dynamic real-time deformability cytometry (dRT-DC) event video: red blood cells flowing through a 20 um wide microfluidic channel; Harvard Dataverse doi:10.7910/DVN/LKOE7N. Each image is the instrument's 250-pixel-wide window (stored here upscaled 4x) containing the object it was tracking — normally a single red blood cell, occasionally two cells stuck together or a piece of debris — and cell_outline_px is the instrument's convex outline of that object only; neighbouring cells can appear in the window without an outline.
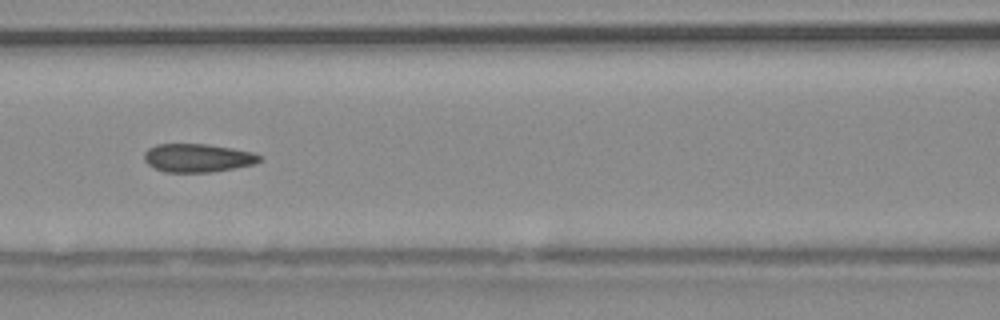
{"species": "common noctule bat (a hibernating species)", "species_latin": "Nyctalus noctula", "temperature_condition": "warm", "stored_images_in_passage": 43, "camera_frame_rate_fps": 3000, "um_per_image_px": 0.085, "animal": {"sex": "male", "body_mass_g": 20.4}, "frame": {"image": 1, "passage_image": 13, "time_ms": 4.0, "image_size_px": [1000, 320], "cell_outline_px": [[264, 160], [256, 164], [212, 172], [164, 172], [148, 164], [144, 160], [144, 152], [148, 148], [156, 144], [208, 144], [232, 148], [252, 152], [264, 156]], "centroid_in_image_um": [16.85, 13.42], "position_along_channel_um": 149.8, "area_um2": 19.31}, "authors_computed_cell_mechanics": {"area_um2": 19.4208, "velocity_mm_per_s": 3.7984, "shape_relaxation_time_tau1_ms": null, "shape_relaxation_time_tau2_ms": 1.4847, "deformation_change_tau1": null, "deformation_change_tau2": 0.0771}}